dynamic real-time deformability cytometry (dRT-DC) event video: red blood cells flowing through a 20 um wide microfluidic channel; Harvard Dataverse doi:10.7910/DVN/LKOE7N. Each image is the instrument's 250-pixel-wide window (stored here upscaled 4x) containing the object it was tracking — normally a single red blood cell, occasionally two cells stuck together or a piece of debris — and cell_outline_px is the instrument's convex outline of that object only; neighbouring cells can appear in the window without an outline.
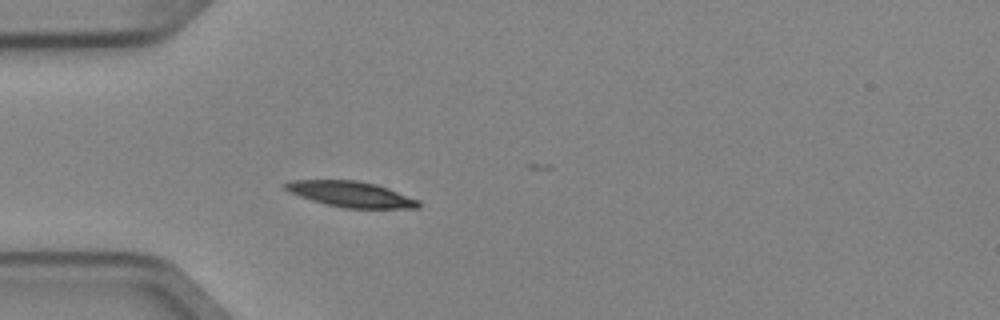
{"species": "Egyptian fruit bat (a non-hibernating species)", "species_latin": "Rousettus aegyptiacus", "temperature_condition": "cold", "stored_images_in_passage": 2, "camera_frame_rate_fps": 3000, "um_per_image_px": 0.085, "animal": {"sex": "female"}, "frame": {"image": 1, "passage_image": 2, "time_ms": 0.333, "image_size_px": [1000, 320], "cell_outline_px": [[420, 208], [344, 208], [312, 200], [288, 192], [280, 184], [288, 180], [356, 180], [376, 184], [388, 188], [420, 200]], "centroid_in_image_um": [29.8, 16.49], "position_along_channel_um": 55.2, "area_um2": 20.0}}